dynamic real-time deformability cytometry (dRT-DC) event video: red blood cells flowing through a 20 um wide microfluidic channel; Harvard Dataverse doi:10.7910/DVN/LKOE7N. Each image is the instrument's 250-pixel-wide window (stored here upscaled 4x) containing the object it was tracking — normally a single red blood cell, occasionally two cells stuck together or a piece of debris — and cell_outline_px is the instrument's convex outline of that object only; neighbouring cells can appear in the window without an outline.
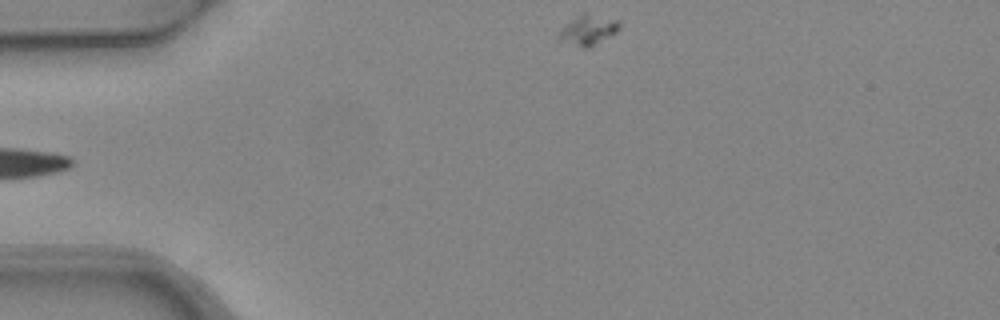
{"species": "common noctule bat (a hibernating species)", "species_latin": "Nyctalus noctula", "temperature_condition": "warm", "stored_images_in_passage": 6, "segment_of_instrument_passage": [2, 2], "camera_frame_rate_fps": 3000, "um_per_image_px": 0.085, "animal": {"sex": "female", "body_mass_g": 24.6, "forearm_length_mm": 56.2}, "frame": {"image": 1, "passage_image": 6, "time_ms": 1.667, "image_size_px": [1000, 320], "cell_outline_px": [[620, 28], [616, 32], [588, 48], [584, 48], [556, 40], [556, 36], [560, 28], [584, 12], [620, 20]], "centroid_in_image_um": [49.95, 2.55], "position_along_channel_um": 35.0, "area_um2": 10.69}}